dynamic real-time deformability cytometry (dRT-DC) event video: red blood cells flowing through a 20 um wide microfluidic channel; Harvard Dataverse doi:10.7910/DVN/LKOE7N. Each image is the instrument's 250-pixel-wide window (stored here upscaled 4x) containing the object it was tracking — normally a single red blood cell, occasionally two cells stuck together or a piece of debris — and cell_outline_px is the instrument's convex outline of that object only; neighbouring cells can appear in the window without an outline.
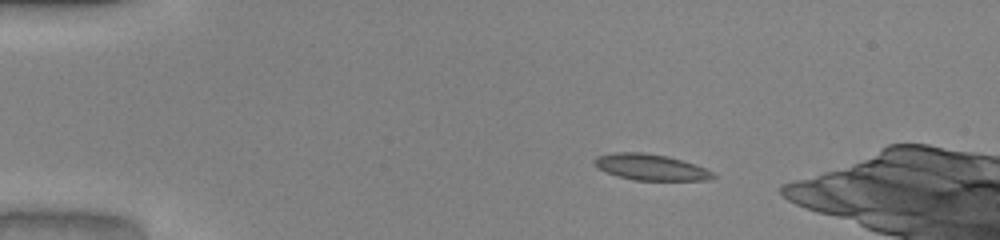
{"species": "common noctule bat (a hibernating species)", "species_latin": "Nyctalus noctula", "temperature_condition": "warm", "stored_images_in_passage": 38, "camera_frame_rate_fps": 3000, "um_per_image_px": 0.085, "animal": {"sex": "male", "body_mass_g": 20.0, "forearm_length_mm": 53.3}, "frame": {"image": 1, "passage_image": 1, "time_ms": 0.0, "image_size_px": [1000, 240], "cell_outline_px": [[716, 176], [708, 180], [632, 180], [616, 176], [596, 168], [592, 164], [592, 160], [596, 156], [616, 152], [644, 152], [668, 156], [696, 164], [712, 172]], "centroid_in_image_um": [55.24, 14.2], "position_along_channel_um": 29.8, "area_um2": 18.26}}
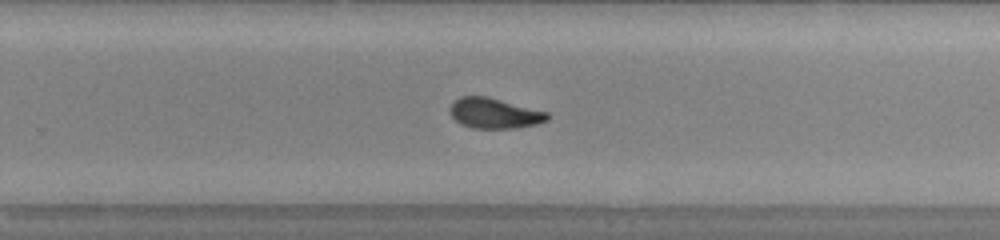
{"frame": {"image": 2, "passage_image": 25, "time_ms": 8.0, "image_size_px": [1000, 240], "cell_outline_px": [[548, 120], [536, 124], [516, 128], [472, 128], [460, 124], [448, 112], [448, 108], [460, 96], [488, 96], [548, 112]], "centroid_in_image_um": [42.0, 9.62], "position_along_channel_um": 287.8, "area_um2": 17.28}}
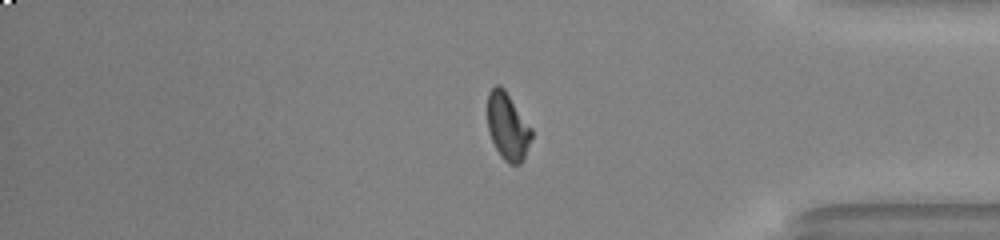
{"frame": {"image": 3, "passage_image": 34, "time_ms": 11.0, "image_size_px": [1000, 240], "cell_outline_px": [[532, 136], [524, 156], [520, 164], [508, 164], [500, 156], [488, 132], [488, 92], [496, 84], [500, 84], [504, 88], [532, 128]], "centroid_in_image_um": [43.14, 10.73], "position_along_channel_um": 392.1, "area_um2": 17.17}}